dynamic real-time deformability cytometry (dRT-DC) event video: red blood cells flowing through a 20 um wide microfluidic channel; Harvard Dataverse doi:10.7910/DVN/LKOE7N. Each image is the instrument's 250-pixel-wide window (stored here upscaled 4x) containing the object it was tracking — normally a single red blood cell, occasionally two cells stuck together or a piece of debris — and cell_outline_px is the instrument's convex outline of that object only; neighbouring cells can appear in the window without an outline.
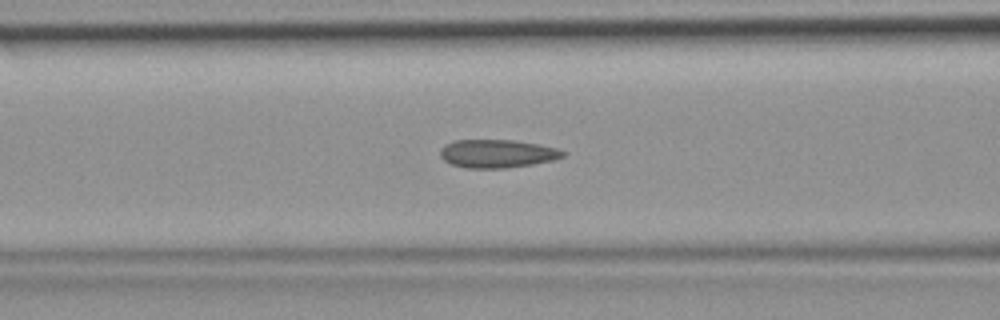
{"species": "common noctule bat (a hibernating species)", "species_latin": "Nyctalus noctula", "temperature_condition": "room temperature", "stored_images_in_passage": 47, "camera_frame_rate_fps": 3000, "um_per_image_px": 0.085, "animal": {"sex": "female", "body_mass_g": 19.9}, "frame": {"image": 1, "passage_image": 18, "time_ms": 5.667, "image_size_px": [1000, 320], "cell_outline_px": [[568, 152], [564, 156], [556, 160], [532, 164], [504, 168], [468, 168], [452, 164], [444, 160], [440, 156], [440, 148], [444, 144], [456, 140], [512, 140], [536, 144], [556, 148]], "centroid_in_image_um": [42.27, 13.06], "position_along_channel_um": 124.3, "area_um2": 20.17}}
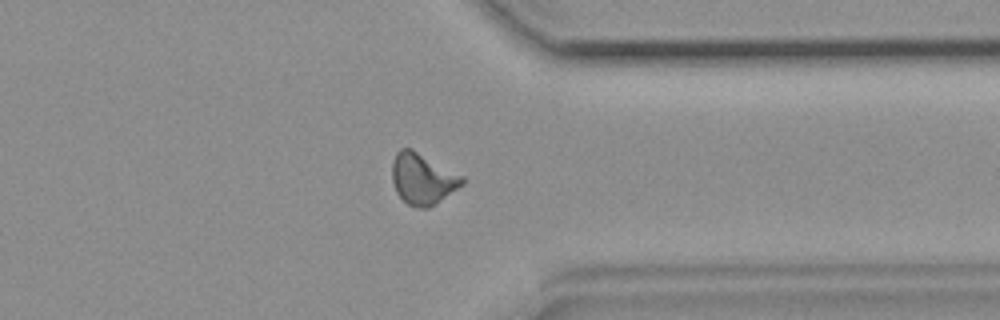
{"frame": {"image": 2, "passage_image": 36, "time_ms": 11.667, "image_size_px": [1000, 320], "cell_outline_px": [[464, 184], [436, 204], [428, 208], [416, 208], [408, 204], [396, 192], [392, 180], [392, 160], [396, 152], [400, 148], [412, 148], [464, 176]], "centroid_in_image_um": [35.92, 15.19], "position_along_channel_um": 375.5, "area_um2": 21.1}}
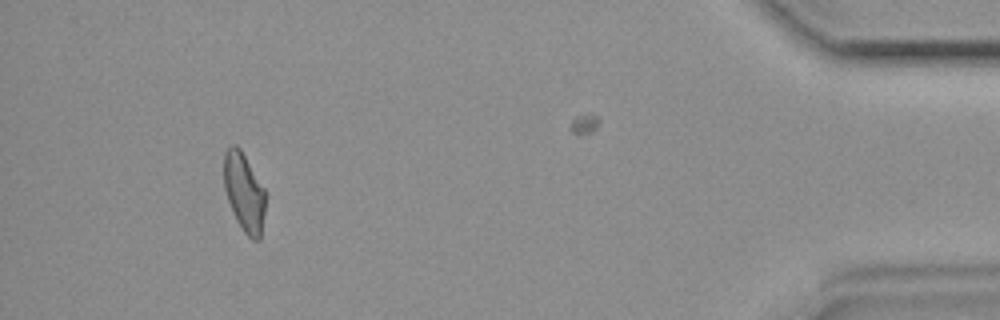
{"frame": {"image": 3, "passage_image": 43, "time_ms": 14.0, "image_size_px": [1000, 320], "cell_outline_px": [[264, 212], [260, 240], [252, 240], [244, 232], [236, 220], [228, 200], [224, 188], [224, 152], [232, 144], [236, 144], [240, 148], [264, 188]], "centroid_in_image_um": [20.73, 16.33], "position_along_channel_um": 414.5, "area_um2": 18.79}}